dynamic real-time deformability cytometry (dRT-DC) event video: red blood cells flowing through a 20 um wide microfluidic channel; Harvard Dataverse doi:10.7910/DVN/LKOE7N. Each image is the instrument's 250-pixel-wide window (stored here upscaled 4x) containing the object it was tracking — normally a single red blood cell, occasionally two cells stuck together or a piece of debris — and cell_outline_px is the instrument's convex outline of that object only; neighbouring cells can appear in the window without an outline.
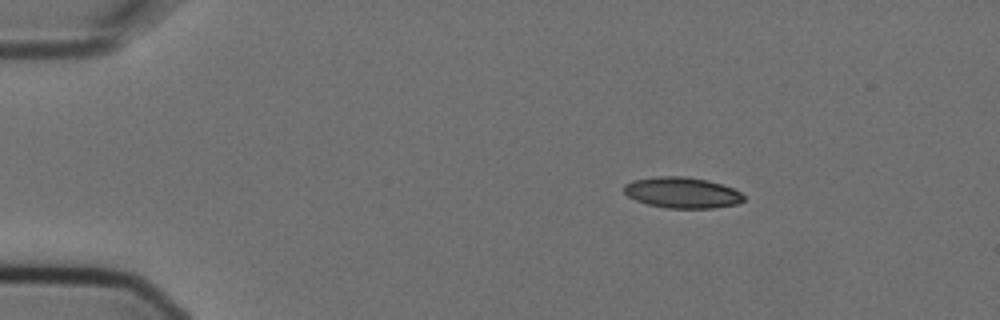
{"species": "Egyptian fruit bat (a non-hibernating species)", "species_latin": "Rousettus aegyptiacus", "temperature_condition": "cold", "stored_images_in_passage": 7, "camera_frame_rate_fps": 3000, "um_per_image_px": 0.085, "animal": {"sex": "female"}, "frame": {"image": 1, "passage_image": 1, "time_ms": 0.0, "image_size_px": [1000, 320], "cell_outline_px": [[744, 200], [736, 204], [712, 208], [668, 208], [648, 204], [636, 200], [628, 196], [624, 192], [624, 184], [632, 180], [656, 176], [684, 176], [708, 180], [732, 188], [740, 192], [744, 196]], "centroid_in_image_um": [57.96, 16.36], "position_along_channel_um": 27.0, "area_um2": 21.5}}
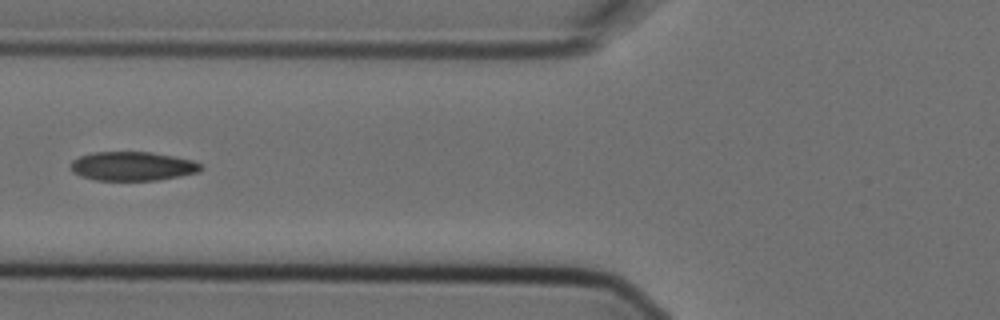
{"frame": {"image": 2, "passage_image": 4, "time_ms": 1.0, "image_size_px": [1000, 320], "cell_outline_px": [[204, 168], [200, 172], [180, 176], [156, 180], [96, 180], [80, 176], [72, 172], [72, 160], [80, 156], [92, 152], [152, 152], [192, 160], [200, 164]], "centroid_in_image_um": [11.27, 14.13], "position_along_channel_um": 114.5, "area_um2": 21.96}}
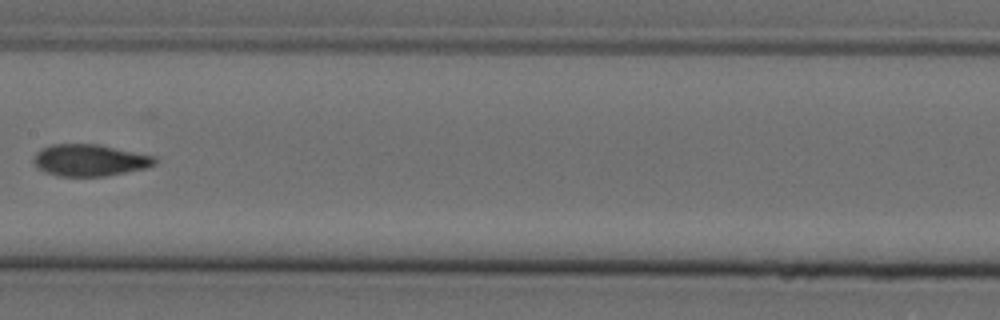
{"frame": {"image": 3, "passage_image": 6, "time_ms": 1.667, "image_size_px": [1000, 320], "cell_outline_px": [[156, 164], [144, 168], [104, 176], [56, 176], [44, 172], [36, 168], [32, 160], [36, 152], [40, 148], [52, 144], [96, 144], [156, 156]], "centroid_in_image_um": [7.56, 13.62], "position_along_channel_um": 199.8, "area_um2": 22.48}}